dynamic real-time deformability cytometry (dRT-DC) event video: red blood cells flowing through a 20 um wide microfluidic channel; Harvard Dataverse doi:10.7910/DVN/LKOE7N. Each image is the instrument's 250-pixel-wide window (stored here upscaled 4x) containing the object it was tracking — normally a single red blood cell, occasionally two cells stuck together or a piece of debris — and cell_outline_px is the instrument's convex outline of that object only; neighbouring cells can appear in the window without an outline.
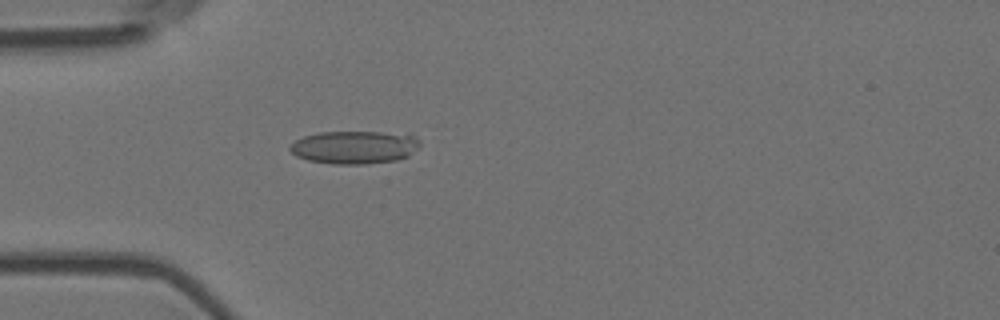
{"species": "Egyptian fruit bat (a non-hibernating species)", "species_latin": "Rousettus aegyptiacus", "temperature_condition": "room temperature", "stored_images_in_passage": 5, "camera_frame_rate_fps": 3000, "um_per_image_px": 0.085, "animal": {"sex": "female"}, "frame": {"image": 1, "passage_image": 5, "time_ms": 1.333, "image_size_px": [1000, 320], "cell_outline_px": [[420, 144], [408, 156], [396, 160], [364, 164], [332, 164], [308, 160], [296, 156], [288, 148], [296, 140], [304, 136], [320, 132], [408, 132], [416, 136], [420, 140]], "centroid_in_image_um": [30.17, 12.5], "position_along_channel_um": 54.8, "area_um2": 25.2}}